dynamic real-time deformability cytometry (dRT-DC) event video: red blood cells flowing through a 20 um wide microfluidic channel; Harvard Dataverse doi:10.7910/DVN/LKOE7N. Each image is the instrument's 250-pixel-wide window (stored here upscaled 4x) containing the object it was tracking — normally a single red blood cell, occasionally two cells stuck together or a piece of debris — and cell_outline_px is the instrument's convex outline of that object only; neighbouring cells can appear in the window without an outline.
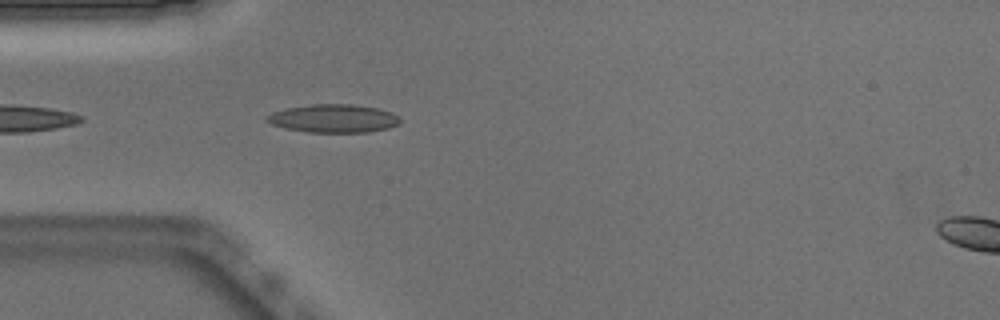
{"species": "Egyptian fruit bat (a non-hibernating species)", "species_latin": "Rousettus aegyptiacus", "temperature_condition": "warm", "stored_images_in_passage": 8, "camera_frame_rate_fps": 3000, "um_per_image_px": 0.085, "animal": {"sex": "male"}, "frame": {"image": 1, "passage_image": 3, "time_ms": 0.667, "image_size_px": [1000, 320], "cell_outline_px": [[400, 124], [388, 128], [368, 132], [308, 132], [284, 128], [272, 124], [264, 120], [264, 116], [272, 112], [288, 108], [312, 104], [352, 104], [376, 108], [392, 112], [400, 120]], "centroid_in_image_um": [28.32, 10.07], "position_along_channel_um": 56.7, "area_um2": 21.91}}